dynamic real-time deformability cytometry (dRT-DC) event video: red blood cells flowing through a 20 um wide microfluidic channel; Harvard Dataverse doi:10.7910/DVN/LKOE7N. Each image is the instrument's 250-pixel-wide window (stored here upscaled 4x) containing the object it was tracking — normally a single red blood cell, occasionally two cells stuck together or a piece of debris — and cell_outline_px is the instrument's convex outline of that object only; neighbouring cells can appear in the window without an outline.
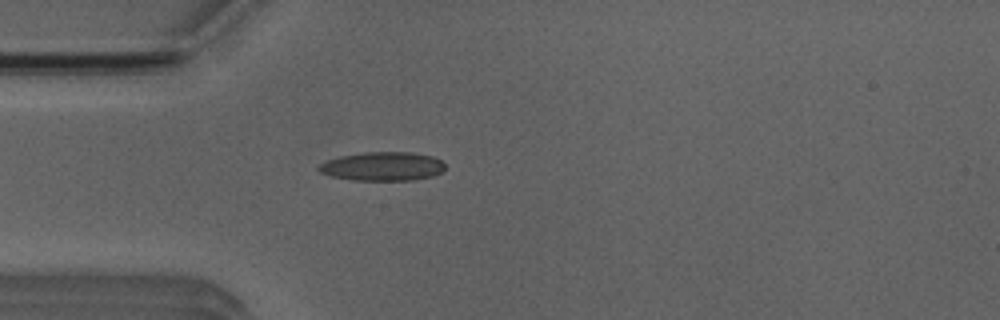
{"species": "Egyptian fruit bat (a non-hibernating species)", "species_latin": "Rousettus aegyptiacus", "temperature_condition": "room temperature", "stored_images_in_passage": 4, "camera_frame_rate_fps": 3000, "um_per_image_px": 0.085, "animal": {"sex": "male"}, "frame": {"image": 1, "passage_image": 4, "time_ms": 3.667, "image_size_px": [1000, 320], "cell_outline_px": [[444, 168], [440, 172], [432, 176], [412, 180], [352, 180], [332, 176], [320, 172], [316, 168], [320, 164], [328, 160], [340, 156], [364, 152], [412, 152], [432, 156], [440, 160], [444, 164]], "centroid_in_image_um": [32.5, 14.13], "position_along_channel_um": 52.5, "area_um2": 21.1}}